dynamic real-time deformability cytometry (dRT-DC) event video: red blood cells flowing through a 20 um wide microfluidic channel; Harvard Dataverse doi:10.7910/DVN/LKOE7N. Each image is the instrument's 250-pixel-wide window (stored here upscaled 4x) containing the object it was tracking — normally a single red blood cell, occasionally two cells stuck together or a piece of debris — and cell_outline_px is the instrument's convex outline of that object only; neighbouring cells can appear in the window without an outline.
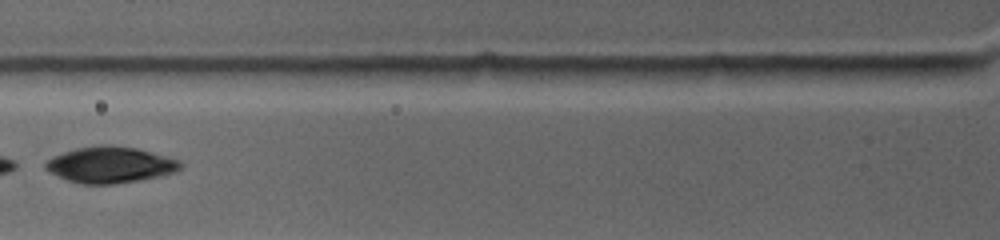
{"species": "common noctule bat (a hibernating species)", "species_latin": "Nyctalus noctula", "temperature_condition": "warm", "stored_images_in_passage": 17, "camera_frame_rate_fps": 4500, "um_per_image_px": 0.085, "animal": {"sex": "female", "body_mass_g": 19.0, "forearm_length_mm": 53.3}, "frame": {"image": 1, "passage_image": 3, "time_ms": 1.778, "image_size_px": [1000, 240], "cell_outline_px": [[184, 164], [176, 172], [140, 180], [116, 184], [80, 184], [68, 180], [48, 172], [44, 168], [44, 160], [52, 156], [76, 148], [136, 148], [180, 160]], "centroid_in_image_um": [9.34, 14.06], "position_along_channel_um": 116.5, "area_um2": 27.74}}
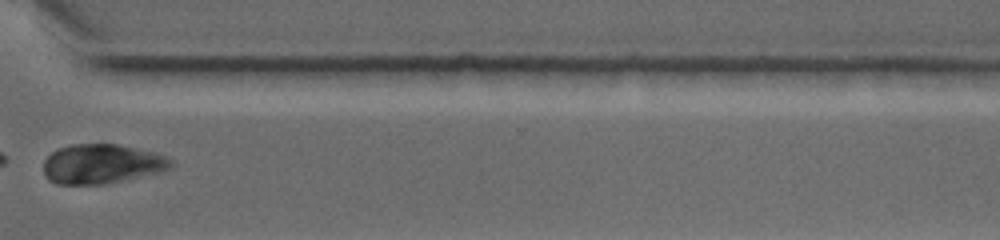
{"frame": {"image": 2, "passage_image": 10, "time_ms": 8.222, "image_size_px": [1000, 240], "cell_outline_px": [[172, 168], [160, 172], [104, 184], [56, 184], [48, 180], [44, 176], [44, 160], [56, 148], [72, 144], [116, 144], [152, 152], [168, 156], [172, 160]], "centroid_in_image_um": [8.63, 13.93], "position_along_channel_um": 362.0, "area_um2": 29.36}}